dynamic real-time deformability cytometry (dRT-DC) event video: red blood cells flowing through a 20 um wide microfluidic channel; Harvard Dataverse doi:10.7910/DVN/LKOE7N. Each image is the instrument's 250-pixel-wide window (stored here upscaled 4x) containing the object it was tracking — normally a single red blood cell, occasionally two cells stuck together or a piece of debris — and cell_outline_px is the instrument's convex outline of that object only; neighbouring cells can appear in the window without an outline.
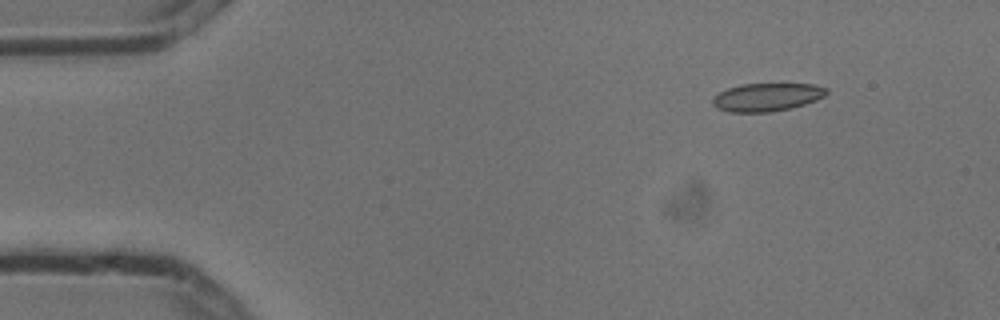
{"species": "common noctule bat (a hibernating species)", "species_latin": "Nyctalus noctula", "temperature_condition": "cold", "stored_images_in_passage": 6, "camera_frame_rate_fps": 3000, "um_per_image_px": 0.085, "animal": {"sex": "male", "body_mass_g": 13.3}, "frame": {"image": 1, "passage_image": 2, "time_ms": 0.333, "image_size_px": [1000, 320], "cell_outline_px": [[828, 92], [824, 96], [816, 100], [792, 108], [768, 112], [728, 112], [716, 108], [712, 104], [712, 100], [720, 92], [728, 88], [740, 84], [812, 84], [828, 88]], "centroid_in_image_um": [65.19, 8.26], "position_along_channel_um": 19.8, "area_um2": 18.61}}
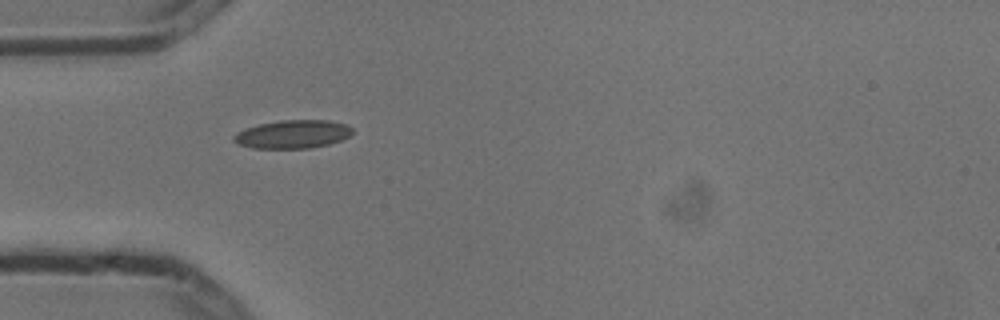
{"frame": {"image": 2, "passage_image": 5, "time_ms": 1.333, "image_size_px": [1000, 320], "cell_outline_px": [[352, 132], [348, 136], [340, 140], [328, 144], [308, 148], [252, 148], [236, 144], [232, 140], [232, 136], [236, 132], [244, 128], [260, 124], [280, 120], [328, 120], [344, 124], [352, 128]], "centroid_in_image_um": [24.8, 11.41], "position_along_channel_um": 60.2, "area_um2": 19.54}}
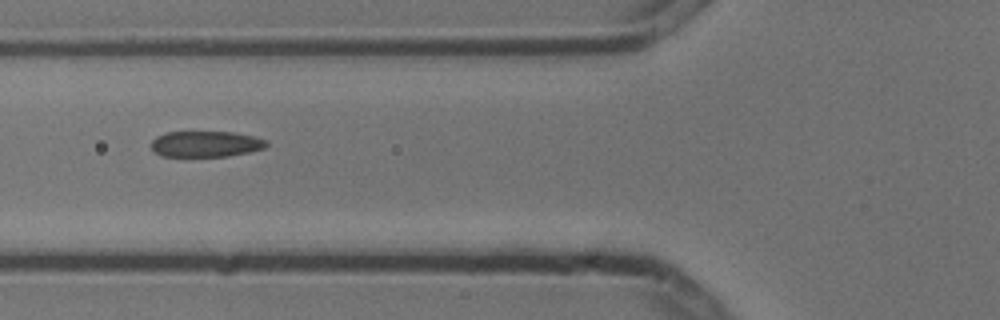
{"frame": {"image": 3, "passage_image": 6, "time_ms": 1.667, "image_size_px": [1000, 320], "cell_outline_px": [[268, 144], [264, 148], [248, 152], [228, 156], [160, 156], [152, 148], [152, 140], [156, 136], [168, 132], [232, 132], [252, 136], [268, 140]], "centroid_in_image_um": [17.5, 12.24], "position_along_channel_um": 108.3, "area_um2": 17.28}}